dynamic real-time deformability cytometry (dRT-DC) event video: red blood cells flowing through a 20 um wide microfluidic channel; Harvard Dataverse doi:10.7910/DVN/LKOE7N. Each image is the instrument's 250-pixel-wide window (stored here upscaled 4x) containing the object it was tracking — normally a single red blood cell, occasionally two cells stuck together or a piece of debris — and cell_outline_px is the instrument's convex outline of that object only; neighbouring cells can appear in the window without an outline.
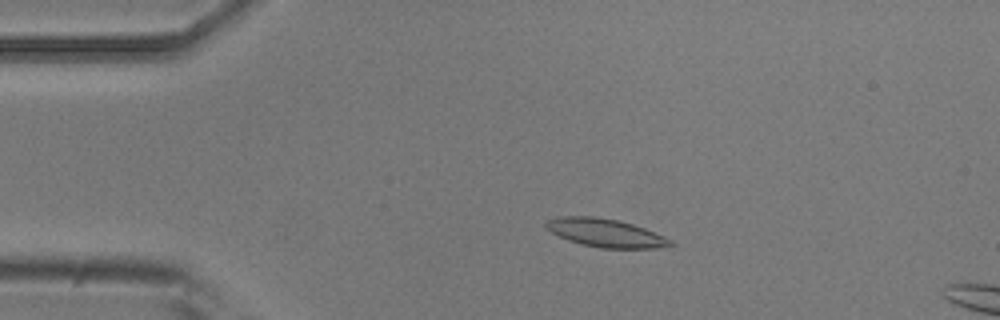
{"species": "common noctule bat (a hibernating species)", "species_latin": "Nyctalus noctula", "temperature_condition": "room temperature", "stored_images_in_passage": 3, "camera_frame_rate_fps": 3000, "um_per_image_px": 0.085, "animal": {"sex": "male", "body_mass_g": 20.5, "forearm_length_mm": 52.5}, "frame": {"image": 1, "passage_image": 2, "time_ms": 0.333, "image_size_px": [1000, 320], "cell_outline_px": [[676, 244], [656, 248], [600, 248], [568, 240], [544, 228], [544, 224], [548, 220], [560, 216], [592, 216], [620, 220], [644, 228], [664, 236], [672, 240]], "centroid_in_image_um": [51.47, 19.79], "position_along_channel_um": 33.5, "area_um2": 20.4}}